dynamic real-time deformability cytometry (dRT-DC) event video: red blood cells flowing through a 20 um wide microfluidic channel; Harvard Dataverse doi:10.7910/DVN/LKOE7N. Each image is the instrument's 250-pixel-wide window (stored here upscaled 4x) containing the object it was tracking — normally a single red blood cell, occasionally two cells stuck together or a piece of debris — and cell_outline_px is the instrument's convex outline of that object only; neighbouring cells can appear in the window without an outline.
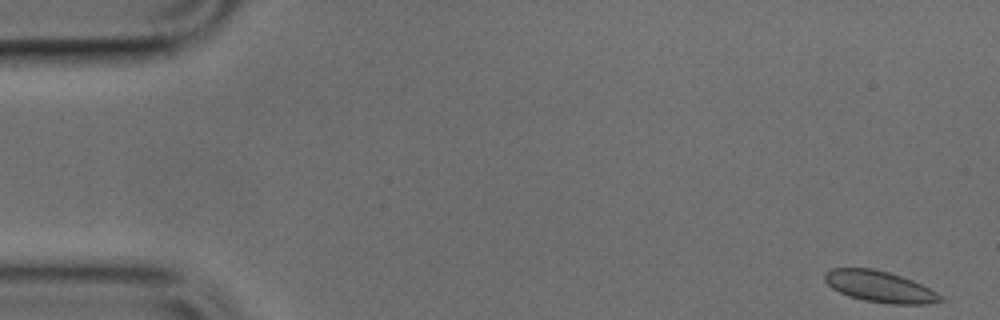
{"species": "common noctule bat (a hibernating species)", "species_latin": "Nyctalus noctula", "temperature_condition": "cold", "stored_images_in_passage": 17, "camera_frame_rate_fps": 3000, "um_per_image_px": 0.085, "animal": {"sex": "male", "body_mass_g": 17.9, "forearm_length_mm": 54.2}, "frame": {"image": 1, "passage_image": 1, "time_ms": 0.0, "image_size_px": [1000, 320], "cell_outline_px": [[944, 300], [928, 304], [888, 304], [864, 300], [848, 296], [832, 288], [824, 280], [824, 272], [832, 268], [872, 268], [888, 272], [912, 280], [936, 292]], "centroid_in_image_um": [74.74, 24.36], "position_along_channel_um": 10.3, "area_um2": 20.92}}
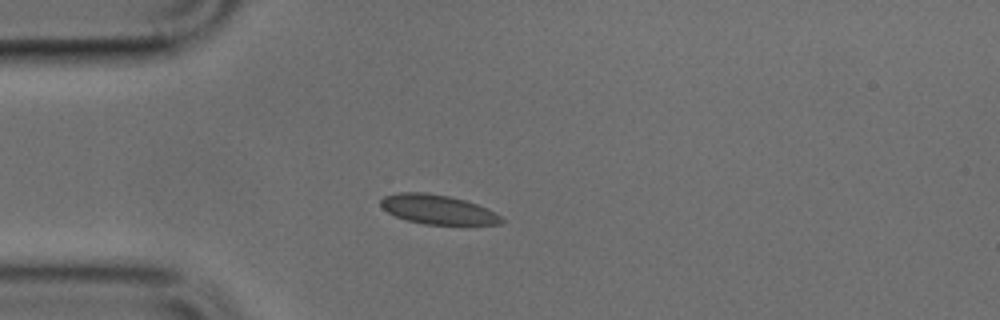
{"frame": {"image": 2, "passage_image": 12, "time_ms": 3.667, "image_size_px": [1000, 320], "cell_outline_px": [[504, 220], [500, 224], [424, 224], [408, 220], [396, 216], [388, 212], [380, 204], [380, 200], [384, 196], [396, 192], [424, 192], [448, 196], [464, 200], [488, 208], [500, 216]], "centroid_in_image_um": [37.19, 17.79], "position_along_channel_um": 47.8, "area_um2": 20.4}}